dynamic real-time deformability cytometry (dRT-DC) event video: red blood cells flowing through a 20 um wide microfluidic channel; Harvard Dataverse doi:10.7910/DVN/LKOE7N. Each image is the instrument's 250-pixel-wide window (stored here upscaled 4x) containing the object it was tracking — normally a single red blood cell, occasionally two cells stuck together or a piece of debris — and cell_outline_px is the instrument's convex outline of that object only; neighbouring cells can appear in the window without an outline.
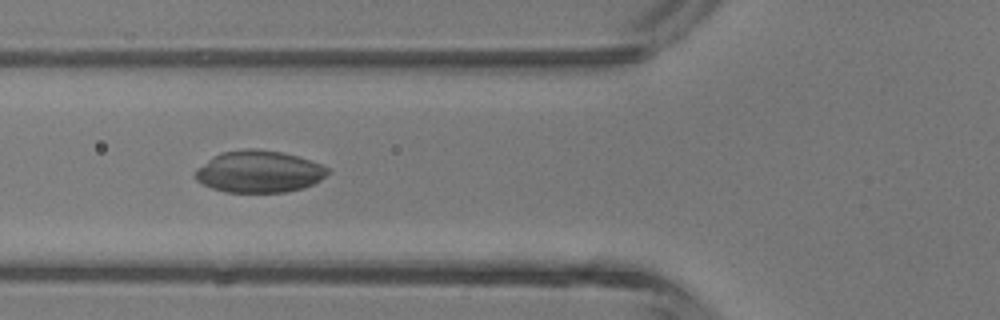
{"species": "common noctule bat (a hibernating species)", "species_latin": "Nyctalus noctula", "temperature_condition": "room temperature", "stored_images_in_passage": 4, "camera_frame_rate_fps": 3000, "um_per_image_px": 0.085, "animal": {"sex": "male", "body_mass_g": 13.3}, "frame": {"image": 1, "passage_image": 4, "time_ms": 3.333, "image_size_px": [1000, 320], "cell_outline_px": [[332, 172], [320, 180], [304, 188], [288, 192], [224, 192], [212, 188], [196, 180], [196, 168], [212, 156], [224, 152], [248, 148], [256, 148], [280, 152], [296, 156], [320, 164], [328, 168]], "centroid_in_image_um": [22.02, 14.59], "position_along_channel_um": 103.8, "area_um2": 32.31}}